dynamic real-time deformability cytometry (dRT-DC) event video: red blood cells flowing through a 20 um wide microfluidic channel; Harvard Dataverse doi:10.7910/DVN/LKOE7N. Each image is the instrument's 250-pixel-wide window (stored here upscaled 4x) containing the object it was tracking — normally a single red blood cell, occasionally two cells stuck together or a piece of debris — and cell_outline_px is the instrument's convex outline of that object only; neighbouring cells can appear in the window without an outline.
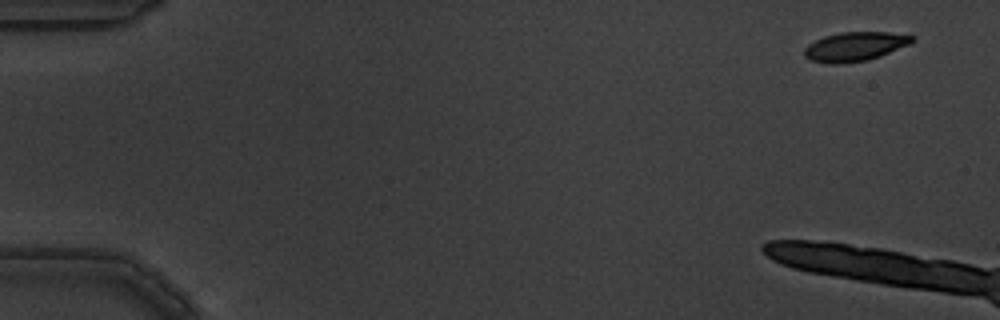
{"species": "common noctule bat (a hibernating species)", "species_latin": "Nyctalus noctula", "temperature_condition": "warm", "stored_images_in_passage": 5, "camera_frame_rate_fps": 3000, "um_per_image_px": 0.085, "animal": {"sex": "male", "body_mass_g": 19.5, "forearm_length_mm": 54.6}, "frame": {"image": 1, "passage_image": 1, "time_ms": 0.0, "image_size_px": [1000, 320], "cell_outline_px": [[916, 40], [908, 44], [880, 56], [868, 60], [840, 64], [828, 64], [812, 60], [804, 56], [804, 48], [808, 44], [824, 36], [840, 32], [888, 32], [916, 36]], "centroid_in_image_um": [72.66, 3.95], "position_along_channel_um": 12.3, "area_um2": 18.32}}